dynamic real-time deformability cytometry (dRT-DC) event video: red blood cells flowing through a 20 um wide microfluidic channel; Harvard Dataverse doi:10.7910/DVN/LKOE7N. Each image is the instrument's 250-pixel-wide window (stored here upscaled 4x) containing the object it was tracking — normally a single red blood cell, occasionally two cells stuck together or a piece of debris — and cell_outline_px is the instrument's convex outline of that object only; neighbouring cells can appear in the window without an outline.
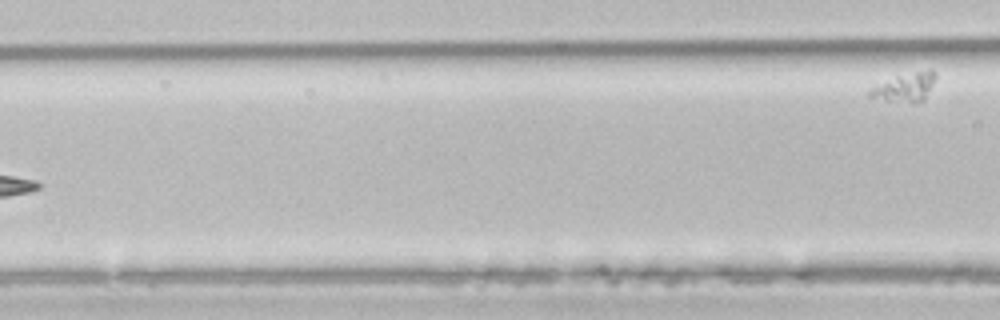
{"species": "common noctule bat (a hibernating species)", "species_latin": "Nyctalus noctula", "temperature_condition": "room temperature", "stored_images_in_passage": 6, "segment_of_instrument_passage": [2, 2], "camera_frame_rate_fps": 3000, "um_per_image_px": 0.085, "animal": {"sex": "male", "body_mass_g": 21.5, "forearm_length_mm": 52.0}, "frame": {"image": 1, "passage_image": 6, "time_ms": 7.0, "image_size_px": [1000, 320], "cell_outline_px": [[936, 76], [924, 100], [912, 104], [884, 100], [868, 96], [868, 92], [872, 88], [916, 72], [932, 68], [936, 72]], "centroid_in_image_um": [77.01, 7.47], "position_along_channel_um": 89.6, "area_um2": 10.29}}